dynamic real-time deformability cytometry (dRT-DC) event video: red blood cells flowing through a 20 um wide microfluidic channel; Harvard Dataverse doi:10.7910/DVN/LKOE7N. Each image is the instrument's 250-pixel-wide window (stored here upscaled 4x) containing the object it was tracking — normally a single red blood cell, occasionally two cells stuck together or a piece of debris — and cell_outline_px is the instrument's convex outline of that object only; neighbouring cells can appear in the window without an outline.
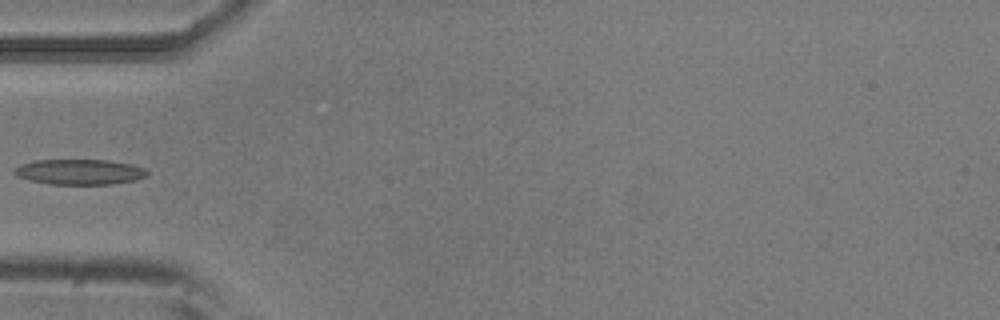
{"species": "common noctule bat (a hibernating species)", "species_latin": "Nyctalus noctula", "temperature_condition": "room temperature", "stored_images_in_passage": 5, "camera_frame_rate_fps": 3000, "um_per_image_px": 0.085, "animal": {"sex": "male", "body_mass_g": 20.5, "forearm_length_mm": 52.5}, "frame": {"image": 1, "passage_image": 5, "time_ms": 1.333, "image_size_px": [1000, 320], "cell_outline_px": [[148, 176], [136, 180], [112, 184], [48, 184], [16, 176], [12, 172], [12, 168], [20, 164], [36, 160], [108, 160], [132, 164], [144, 168], [148, 172]], "centroid_in_image_um": [6.75, 14.61], "position_along_channel_um": 78.2, "area_um2": 19.77}}